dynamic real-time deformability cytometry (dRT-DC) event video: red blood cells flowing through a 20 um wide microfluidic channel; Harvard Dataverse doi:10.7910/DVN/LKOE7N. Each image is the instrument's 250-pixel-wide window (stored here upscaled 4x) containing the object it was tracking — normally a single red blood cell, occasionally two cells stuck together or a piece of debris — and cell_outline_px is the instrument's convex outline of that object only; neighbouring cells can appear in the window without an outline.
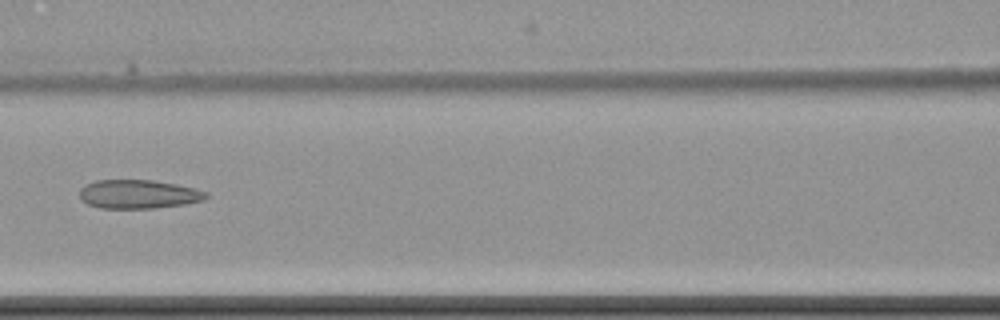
{"species": "common noctule bat (a hibernating species)", "species_latin": "Nyctalus noctula", "temperature_condition": "cold", "stored_images_in_passage": 5, "camera_frame_rate_fps": 3000, "um_per_image_px": 0.085, "animal": {"sex": "female", "body_mass_g": 22.7, "forearm_length_mm": 54.2}, "frame": {"image": 1, "passage_image": 4, "time_ms": 3.667, "image_size_px": [1000, 320], "cell_outline_px": [[208, 196], [204, 200], [184, 204], [156, 208], [100, 208], [88, 204], [80, 200], [80, 188], [84, 184], [96, 180], [152, 180], [176, 184], [196, 188], [208, 192]], "centroid_in_image_um": [11.76, 16.5], "position_along_channel_um": 154.8, "area_um2": 21.39}}
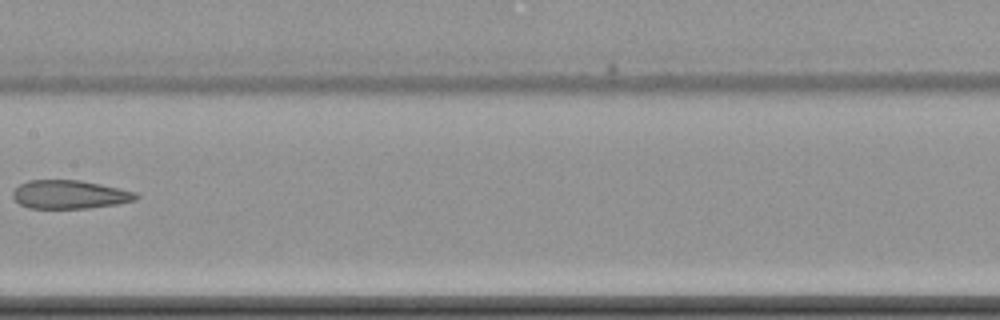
{"frame": {"image": 2, "passage_image": 5, "time_ms": 5.0, "image_size_px": [1000, 320], "cell_outline_px": [[140, 196], [136, 200], [116, 204], [88, 208], [28, 208], [20, 204], [12, 196], [12, 192], [20, 184], [28, 180], [80, 180], [100, 184], [136, 192]], "centroid_in_image_um": [5.92, 16.53], "position_along_channel_um": 201.5, "area_um2": 20.4}}